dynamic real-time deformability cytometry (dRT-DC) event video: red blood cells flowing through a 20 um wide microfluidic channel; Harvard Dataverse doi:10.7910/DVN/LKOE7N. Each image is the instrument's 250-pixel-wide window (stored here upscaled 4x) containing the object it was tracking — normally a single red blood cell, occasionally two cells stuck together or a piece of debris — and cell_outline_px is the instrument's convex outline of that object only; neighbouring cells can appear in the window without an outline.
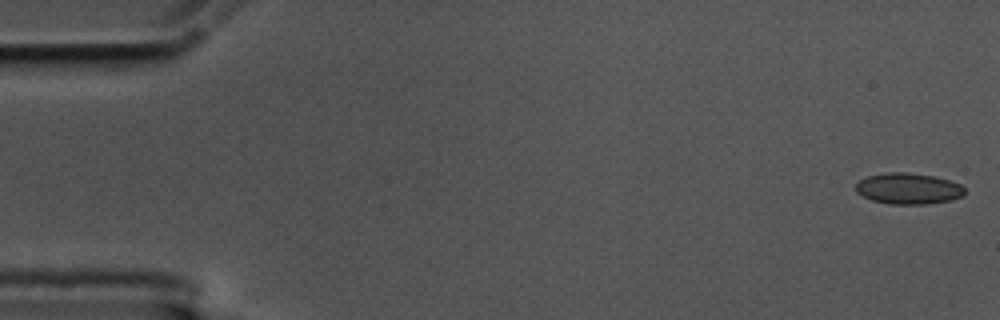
{"species": "common noctule bat (a hibernating species)", "species_latin": "Nyctalus noctula", "temperature_condition": "cold", "stored_images_in_passage": 58, "camera_frame_rate_fps": 3000, "um_per_image_px": 0.085, "animal": {"sex": "male", "body_mass_g": 17.5, "forearm_length_mm": 52.3}, "frame": {"image": 1, "passage_image": 1, "time_ms": 0.0, "image_size_px": [1000, 320], "cell_outline_px": [[964, 196], [952, 200], [924, 204], [888, 204], [872, 200], [856, 192], [856, 184], [860, 180], [868, 176], [888, 172], [908, 172], [936, 176], [960, 184], [964, 188]], "centroid_in_image_um": [77.22, 16.03], "position_along_channel_um": 7.8, "area_um2": 19.77}}
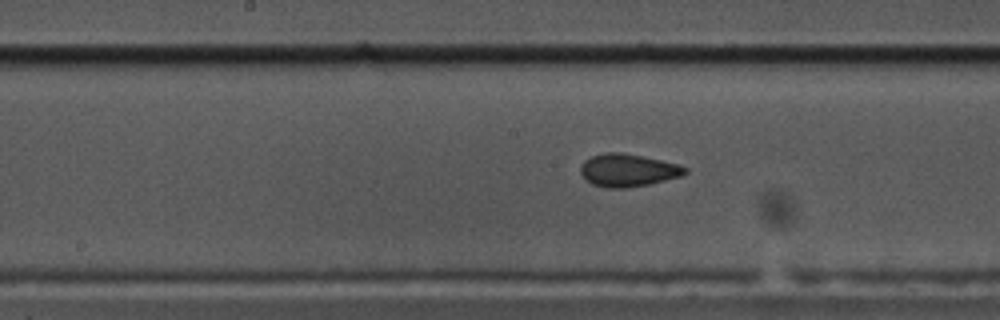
{"frame": {"image": 2, "passage_image": 29, "time_ms": 9.333, "image_size_px": [1000, 320], "cell_outline_px": [[688, 172], [680, 176], [648, 184], [628, 188], [608, 188], [592, 184], [580, 172], [580, 164], [584, 160], [592, 156], [604, 152], [620, 152], [680, 164], [688, 168]], "centroid_in_image_um": [53.36, 14.47], "position_along_channel_um": 194.8, "area_um2": 19.83}}
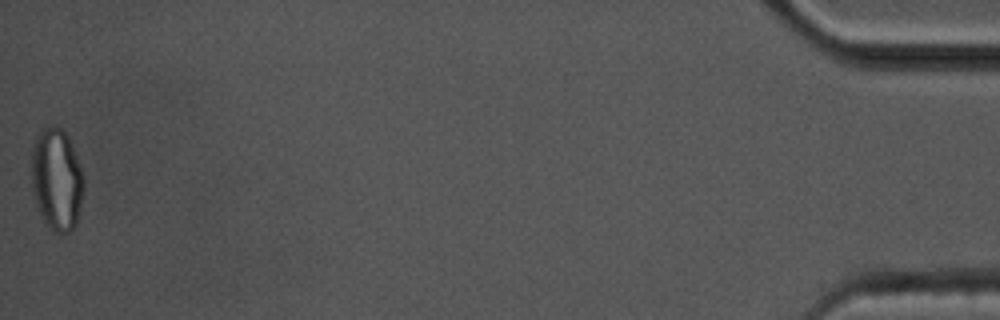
{"frame": {"image": 3, "passage_image": 58, "time_ms": 19.0, "image_size_px": [1000, 320], "cell_outline_px": [[84, 188], [76, 224], [68, 232], [56, 232], [40, 216], [32, 192], [32, 144], [40, 128], [56, 124], [68, 136], [84, 176]], "centroid_in_image_um": [4.8, 15.2], "position_along_channel_um": 430.4, "area_um2": 31.15}, "authors_computed_cell_mechanics": {"area_um2": 19.4786, "velocity_mm_per_s": 3.4479, "shape_relaxation_time_tau1_ms": 9.4971, "shape_relaxation_time_tau2_ms": 0.9845, "deformation_change_tau1": 0.1607, "deformation_change_tau2": 0.0471}}